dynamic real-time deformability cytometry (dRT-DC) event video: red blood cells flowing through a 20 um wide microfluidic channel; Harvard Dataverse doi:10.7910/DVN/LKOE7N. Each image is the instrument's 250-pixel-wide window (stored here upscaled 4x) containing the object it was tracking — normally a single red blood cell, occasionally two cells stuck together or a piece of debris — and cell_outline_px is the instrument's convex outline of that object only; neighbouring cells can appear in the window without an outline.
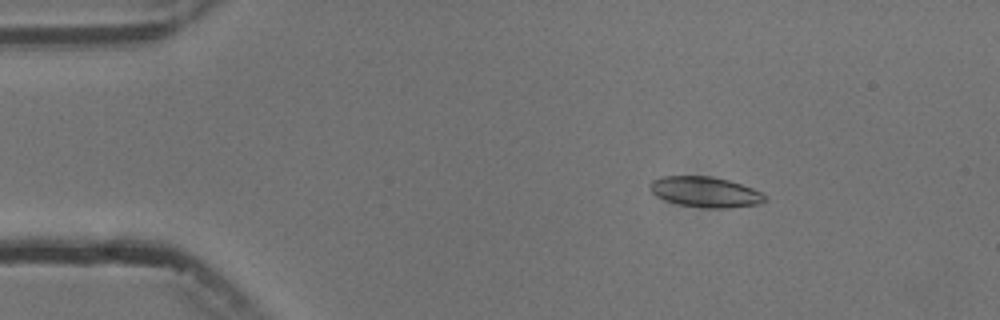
{"species": "common noctule bat (a hibernating species)", "species_latin": "Nyctalus noctula", "temperature_condition": "cold", "stored_images_in_passage": 4, "camera_frame_rate_fps": 3000, "um_per_image_px": 0.085, "animal": {"sex": "male", "body_mass_g": 13.3}, "frame": {"image": 1, "passage_image": 2, "time_ms": 1.333, "image_size_px": [1000, 320], "cell_outline_px": [[768, 200], [760, 204], [728, 208], [704, 208], [680, 204], [656, 196], [648, 188], [648, 184], [652, 180], [660, 176], [712, 176], [728, 180], [752, 188], [768, 196]], "centroid_in_image_um": [59.96, 16.31], "position_along_channel_um": 25.0, "area_um2": 20.52}}